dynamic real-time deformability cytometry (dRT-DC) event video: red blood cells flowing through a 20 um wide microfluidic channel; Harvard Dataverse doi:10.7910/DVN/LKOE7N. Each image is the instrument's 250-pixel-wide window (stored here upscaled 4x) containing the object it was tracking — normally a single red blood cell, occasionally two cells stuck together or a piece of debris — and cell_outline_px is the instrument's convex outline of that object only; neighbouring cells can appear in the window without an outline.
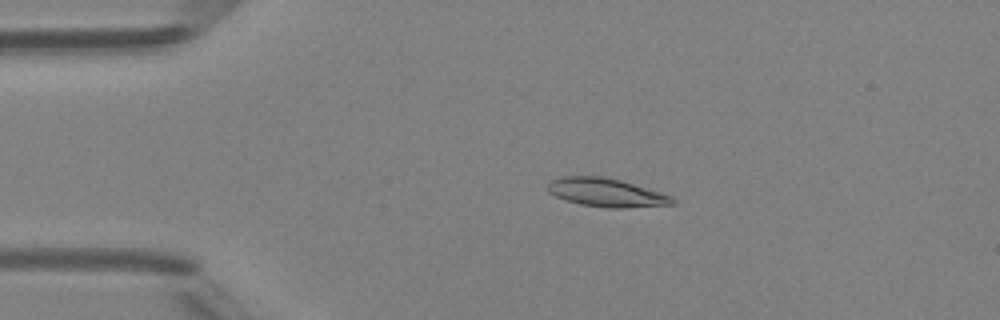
{"species": "Egyptian fruit bat (a non-hibernating species)", "species_latin": "Rousettus aegyptiacus", "temperature_condition": "room temperature", "stored_images_in_passage": 3, "camera_frame_rate_fps": 3000, "um_per_image_px": 0.085, "animal": {"sex": "female"}, "frame": {"image": 1, "passage_image": 2, "time_ms": 2.0, "image_size_px": [1000, 320], "cell_outline_px": [[676, 204], [628, 208], [608, 208], [580, 204], [556, 196], [548, 192], [548, 180], [560, 176], [600, 176], [620, 180], [660, 192], [672, 196], [676, 200]], "centroid_in_image_um": [51.54, 16.37], "position_along_channel_um": 33.5, "area_um2": 20.75}}